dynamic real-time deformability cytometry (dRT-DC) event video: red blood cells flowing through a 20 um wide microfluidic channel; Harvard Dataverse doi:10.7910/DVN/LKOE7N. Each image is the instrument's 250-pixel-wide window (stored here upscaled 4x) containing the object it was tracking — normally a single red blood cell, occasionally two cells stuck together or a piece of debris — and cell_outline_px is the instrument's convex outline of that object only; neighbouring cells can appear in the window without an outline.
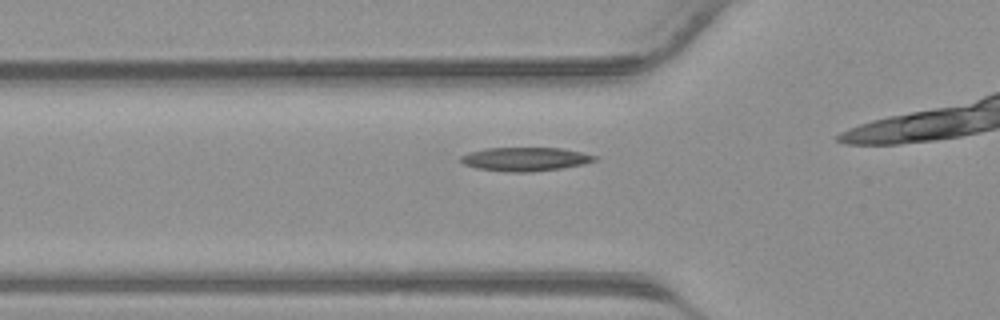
{"species": "common noctule bat (a hibernating species)", "species_latin": "Nyctalus noctula", "temperature_condition": "warm", "stored_images_in_passage": 6, "camera_frame_rate_fps": 3000, "um_per_image_px": 0.085, "animal": {"sex": "male", "body_mass_g": 23.1, "forearm_length_mm": 52.7}, "frame": {"image": 1, "passage_image": 2, "time_ms": 0.333, "image_size_px": [1000, 320], "cell_outline_px": [[600, 156], [596, 160], [584, 164], [560, 168], [532, 172], [508, 172], [476, 168], [464, 164], [460, 160], [460, 156], [468, 152], [488, 148], [560, 148]], "centroid_in_image_um": [44.64, 13.53], "position_along_channel_um": 81.2, "area_um2": 18.5}}
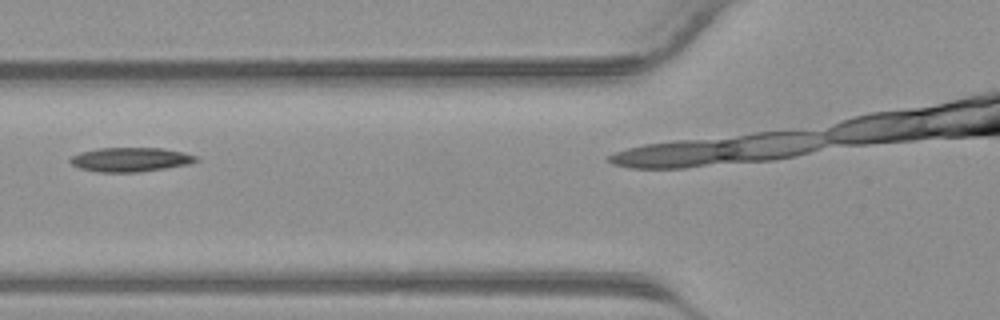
{"frame": {"image": 2, "passage_image": 4, "time_ms": 1.0, "image_size_px": [1000, 320], "cell_outline_px": [[200, 160], [188, 164], [164, 168], [136, 172], [96, 172], [80, 168], [72, 164], [68, 160], [72, 156], [80, 152], [100, 148], [164, 148], [184, 152], [196, 156]], "centroid_in_image_um": [11.08, 13.56], "position_along_channel_um": 114.7, "area_um2": 17.69}}